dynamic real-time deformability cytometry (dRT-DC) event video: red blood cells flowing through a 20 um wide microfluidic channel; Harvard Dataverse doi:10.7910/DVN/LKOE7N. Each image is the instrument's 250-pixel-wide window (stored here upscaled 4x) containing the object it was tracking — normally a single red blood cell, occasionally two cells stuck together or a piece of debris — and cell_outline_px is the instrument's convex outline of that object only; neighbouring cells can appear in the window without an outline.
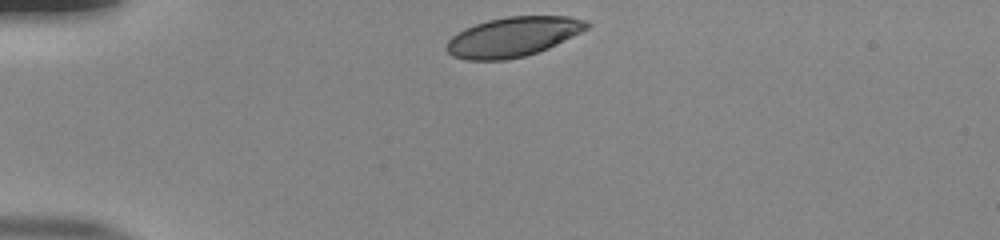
{"species": "human", "species_latin": "Homo sapiens", "temperature_condition": "room temperature", "stored_images_in_passage": 33, "camera_frame_rate_fps": 3000, "um_per_image_px": 0.085, "donor": {"sex": "male"}, "frame": {"image": 1, "passage_image": 1, "time_ms": 0.0, "image_size_px": [1000, 240], "cell_outline_px": [[592, 24], [588, 28], [548, 48], [524, 56], [504, 60], [468, 60], [452, 56], [444, 48], [448, 40], [452, 36], [464, 28], [488, 20], [508, 16], [568, 16], [588, 20]], "centroid_in_image_um": [43.59, 3.12], "position_along_channel_um": 41.4, "area_um2": 32.37}}
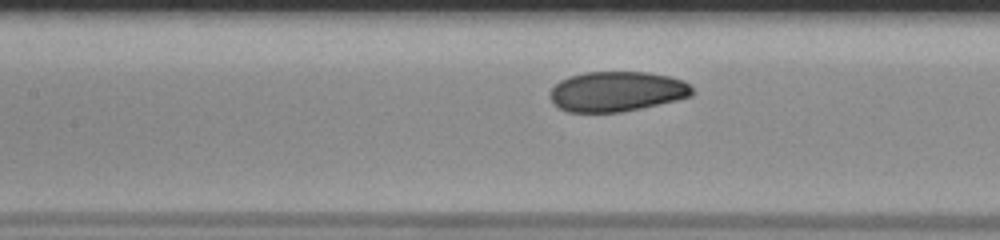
{"frame": {"image": 2, "passage_image": 13, "time_ms": 4.0, "image_size_px": [1000, 240], "cell_outline_px": [[696, 92], [692, 96], [676, 100], [640, 108], [620, 112], [568, 112], [552, 104], [548, 96], [552, 88], [560, 80], [568, 76], [584, 72], [648, 72], [668, 76], [684, 80]], "centroid_in_image_um": [52.41, 7.77], "position_along_channel_um": 155.0, "area_um2": 33.41}}
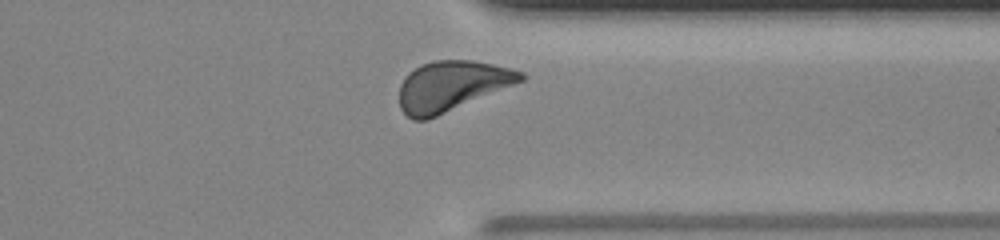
{"frame": {"image": 3, "passage_image": 30, "time_ms": 9.667, "image_size_px": [1000, 240], "cell_outline_px": [[524, 80], [428, 120], [412, 120], [400, 108], [400, 84], [408, 72], [420, 64], [432, 60], [472, 60], [492, 64], [524, 72]], "centroid_in_image_um": [38.35, 7.3], "position_along_channel_um": 373.0, "area_um2": 35.32}, "authors_computed_cell_mechanics": {"area_um2": 34.1598, "velocity_mm_per_s": 3.8597, "shape_relaxation_time_tau1_ms": 3.6337, "shape_relaxation_time_tau2_ms": null, "deformation_change_tau1": 0.1505, "deformation_change_tau2": null}}